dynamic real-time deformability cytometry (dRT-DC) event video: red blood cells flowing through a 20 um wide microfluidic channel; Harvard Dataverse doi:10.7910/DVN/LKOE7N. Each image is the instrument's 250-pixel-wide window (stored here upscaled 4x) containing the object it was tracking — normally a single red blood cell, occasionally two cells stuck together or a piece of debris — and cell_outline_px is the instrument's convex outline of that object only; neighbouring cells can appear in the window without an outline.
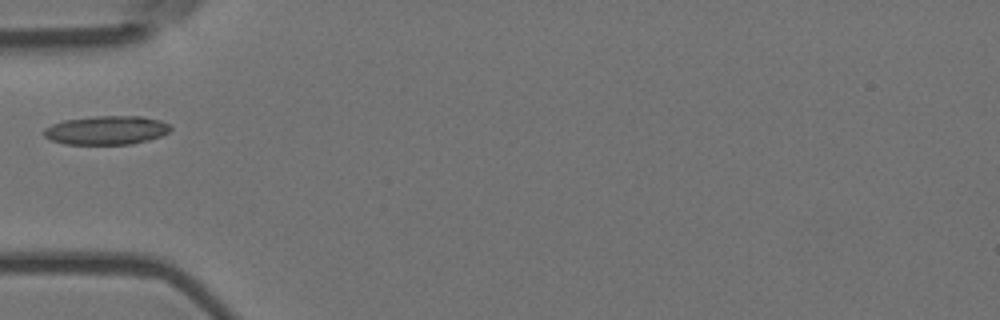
{"species": "Egyptian fruit bat (a non-hibernating species)", "species_latin": "Rousettus aegyptiacus", "temperature_condition": "room temperature", "stored_images_in_passage": 2, "camera_frame_rate_fps": 3000, "um_per_image_px": 0.085, "animal": {"sex": "female"}, "frame": {"image": 1, "passage_image": 1, "time_ms": 0.0, "image_size_px": [1000, 320], "cell_outline_px": [[172, 128], [168, 132], [160, 136], [148, 140], [132, 144], [64, 144], [52, 140], [44, 136], [44, 128], [52, 124], [64, 120], [92, 116], [140, 116], [160, 120], [168, 124]], "centroid_in_image_um": [9.04, 11.06], "position_along_channel_um": 76.0, "area_um2": 21.21}}
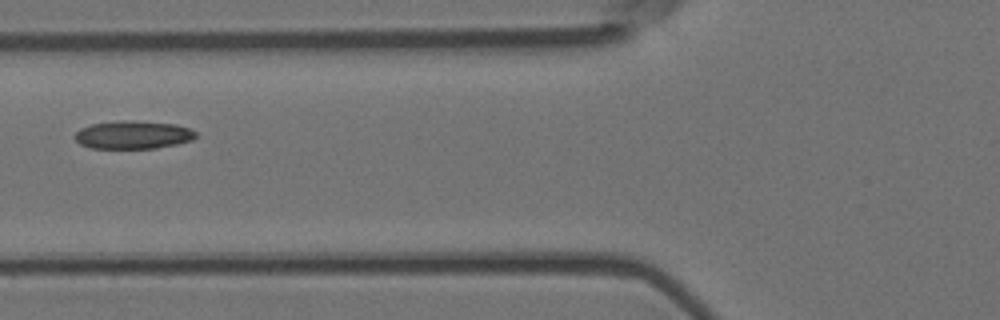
{"frame": {"image": 2, "passage_image": 2, "time_ms": 0.333, "image_size_px": [1000, 320], "cell_outline_px": [[196, 136], [192, 140], [176, 144], [156, 148], [88, 148], [80, 144], [72, 136], [80, 128], [92, 124], [120, 120], [132, 120], [176, 124], [188, 128], [196, 132]], "centroid_in_image_um": [11.27, 11.46], "position_along_channel_um": 114.5, "area_um2": 19.88}}